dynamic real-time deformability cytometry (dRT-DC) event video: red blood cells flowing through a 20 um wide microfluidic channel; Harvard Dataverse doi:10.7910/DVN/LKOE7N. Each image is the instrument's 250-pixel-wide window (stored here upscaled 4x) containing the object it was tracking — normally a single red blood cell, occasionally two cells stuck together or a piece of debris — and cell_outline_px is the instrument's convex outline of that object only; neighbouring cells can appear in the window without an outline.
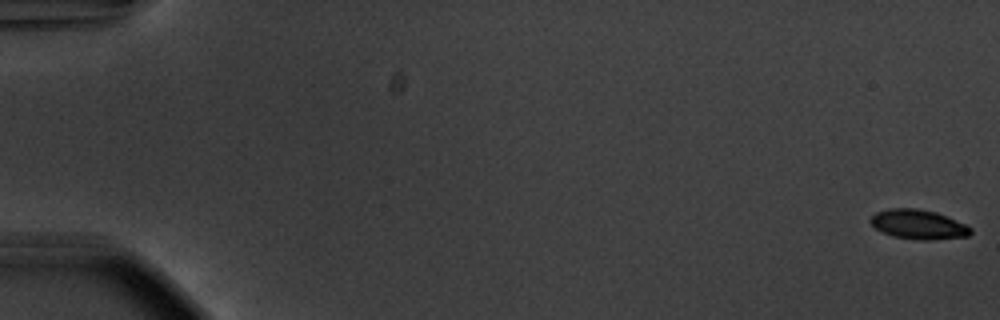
{"species": "common noctule bat (a hibernating species)", "species_latin": "Nyctalus noctula", "temperature_condition": "warm", "stored_images_in_passage": 57, "camera_frame_rate_fps": 3000, "um_per_image_px": 0.085, "animal": {"sex": "male", "body_mass_g": 20.1, "forearm_length_mm": 53.5}, "frame": {"image": 1, "passage_image": 1, "time_ms": 0.0, "image_size_px": [1000, 320], "cell_outline_px": [[972, 232], [968, 236], [932, 240], [920, 240], [892, 236], [876, 228], [868, 220], [876, 212], [888, 208], [916, 208], [936, 212], [964, 224], [972, 228]], "centroid_in_image_um": [78.05, 19.07], "position_along_channel_um": 7.0, "area_um2": 17.11}}
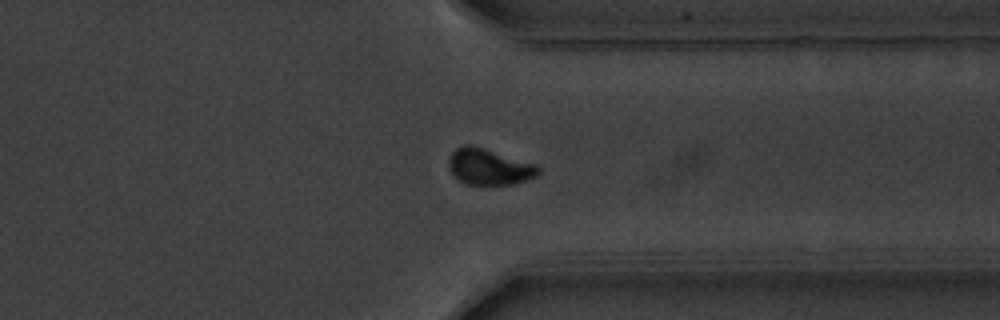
{"frame": {"image": 2, "passage_image": 44, "time_ms": 14.333, "image_size_px": [1000, 320], "cell_outline_px": [[540, 172], [536, 176], [512, 184], [464, 184], [448, 168], [448, 160], [452, 152], [456, 148], [464, 144], [472, 144], [536, 164], [540, 168]], "centroid_in_image_um": [41.56, 14.15], "position_along_channel_um": 369.8, "area_um2": 18.79}}
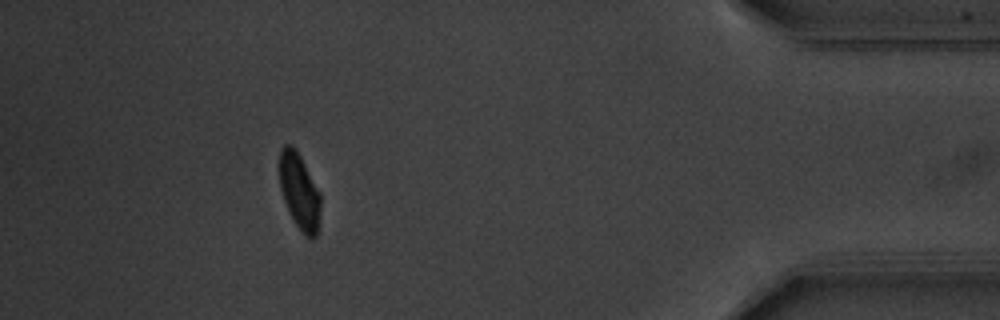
{"frame": {"image": 3, "passage_image": 51, "time_ms": 16.667, "image_size_px": [1000, 320], "cell_outline_px": [[320, 208], [316, 236], [304, 236], [292, 220], [284, 200], [280, 188], [280, 148], [284, 144], [292, 144], [300, 156], [320, 192]], "centroid_in_image_um": [25.43, 16.25], "position_along_channel_um": 409.8, "area_um2": 18.03}, "authors_computed_cell_mechanics": {"area_um2": 18.1492, "velocity_mm_per_s": 3.729, "shape_relaxation_time_tau1_ms": 10.8415, "shape_relaxation_time_tau2_ms": 2.0536, "deformation_change_tau1": 0.3689, "deformation_change_tau2": 0.0488}}